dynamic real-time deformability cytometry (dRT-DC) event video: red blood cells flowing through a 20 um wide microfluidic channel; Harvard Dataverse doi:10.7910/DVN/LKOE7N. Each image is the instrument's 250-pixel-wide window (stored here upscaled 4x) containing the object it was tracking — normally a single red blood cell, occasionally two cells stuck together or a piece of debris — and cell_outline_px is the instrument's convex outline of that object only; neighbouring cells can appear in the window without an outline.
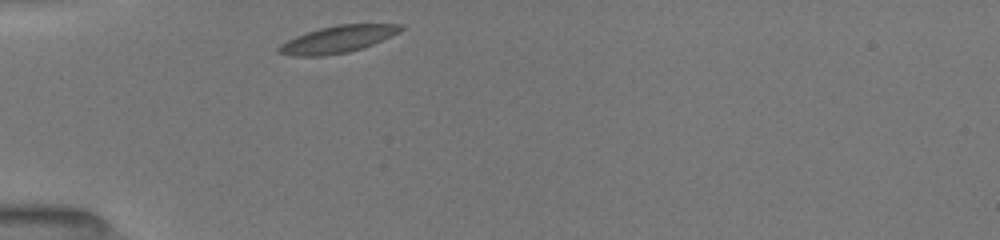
{"species": "common noctule bat (a hibernating species)", "species_latin": "Nyctalus noctula", "temperature_condition": "room temperature", "stored_images_in_passage": 31, "camera_frame_rate_fps": 3000, "um_per_image_px": 0.085, "animal": {"sex": "female", "body_mass_g": 19.5, "forearm_length_mm": 54.1}, "frame": {"image": 1, "passage_image": 1, "time_ms": 0.0, "image_size_px": [1000, 240], "cell_outline_px": [[404, 28], [400, 32], [364, 48], [348, 52], [324, 56], [292, 56], [276, 52], [276, 48], [280, 44], [296, 36], [320, 28], [336, 24], [404, 24]], "centroid_in_image_um": [28.7, 3.34], "position_along_channel_um": 56.3, "area_um2": 19.31}}
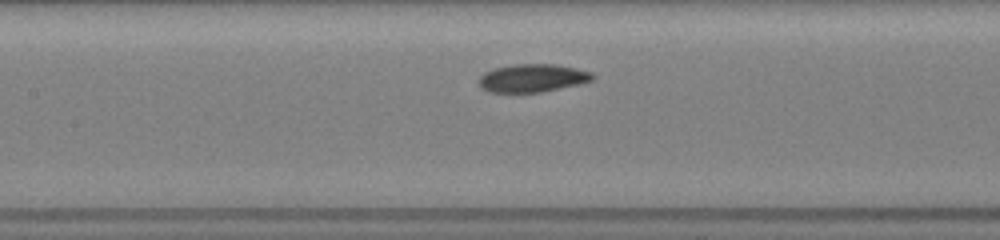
{"frame": {"image": 2, "passage_image": 15, "time_ms": 3.0, "image_size_px": [1000, 240], "cell_outline_px": [[596, 76], [592, 80], [580, 84], [544, 92], [488, 92], [480, 88], [476, 80], [484, 72], [492, 68], [516, 64], [556, 64], [576, 68], [592, 72]], "centroid_in_image_um": [45.23, 6.64], "position_along_channel_um": 162.2, "area_um2": 18.96}}
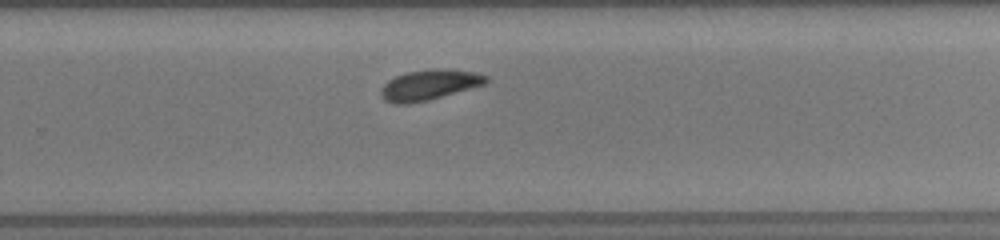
{"frame": {"image": 3, "passage_image": 30, "time_ms": 6.333, "image_size_px": [1000, 240], "cell_outline_px": [[488, 80], [484, 84], [428, 100], [408, 104], [392, 104], [384, 100], [380, 92], [380, 88], [388, 80], [396, 76], [408, 72], [432, 68], [444, 68], [476, 72], [488, 76]], "centroid_in_image_um": [36.46, 7.21], "position_along_channel_um": 293.3, "area_um2": 18.61}}